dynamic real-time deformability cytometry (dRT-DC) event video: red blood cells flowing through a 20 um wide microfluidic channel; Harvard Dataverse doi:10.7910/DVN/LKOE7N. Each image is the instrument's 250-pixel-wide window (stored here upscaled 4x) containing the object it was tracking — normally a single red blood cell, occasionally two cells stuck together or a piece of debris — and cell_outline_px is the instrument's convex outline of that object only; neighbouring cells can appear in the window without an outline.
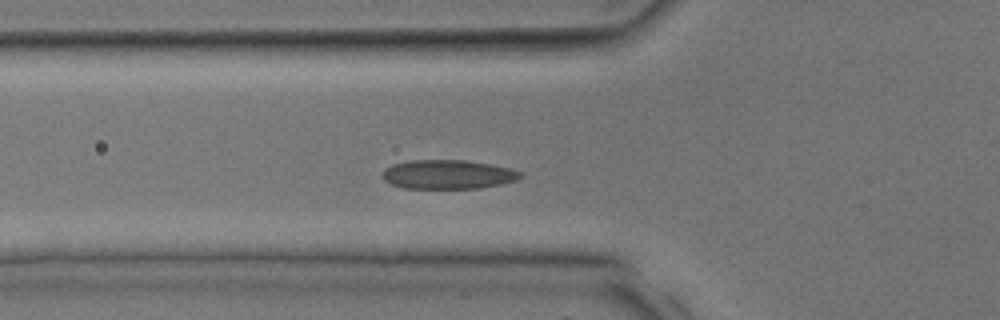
{"species": "common noctule bat (a hibernating species)", "species_latin": "Nyctalus noctula", "temperature_condition": "room temperature", "stored_images_in_passage": 33, "segment_of_instrument_passage": [1, 2], "camera_frame_rate_fps": 3000, "um_per_image_px": 0.085, "animal": {"sex": "male", "body_mass_g": 17.9, "forearm_length_mm": 54.2}, "frame": {"image": 1, "passage_image": 11, "time_ms": 3.333, "image_size_px": [1000, 320], "cell_outline_px": [[524, 176], [516, 180], [500, 184], [480, 188], [404, 188], [392, 184], [384, 180], [380, 176], [384, 168], [392, 164], [408, 160], [464, 160], [488, 164], [508, 168], [520, 172]], "centroid_in_image_um": [38.01, 14.82], "position_along_channel_um": 87.8, "area_um2": 23.35}}
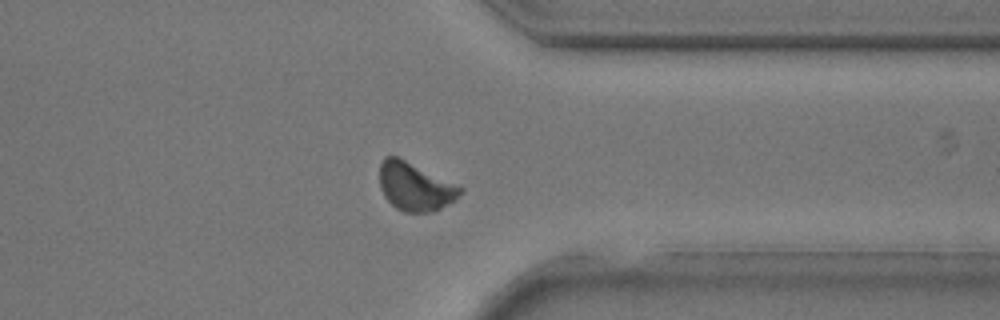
{"frame": {"image": 2, "passage_image": 25, "time_ms": 8.0, "image_size_px": [1000, 320], "cell_outline_px": [[464, 188], [456, 200], [432, 212], [404, 212], [396, 208], [384, 196], [380, 188], [380, 164], [384, 156], [396, 156]], "centroid_in_image_um": [35.26, 15.88], "position_along_channel_um": 376.1, "area_um2": 22.37}}
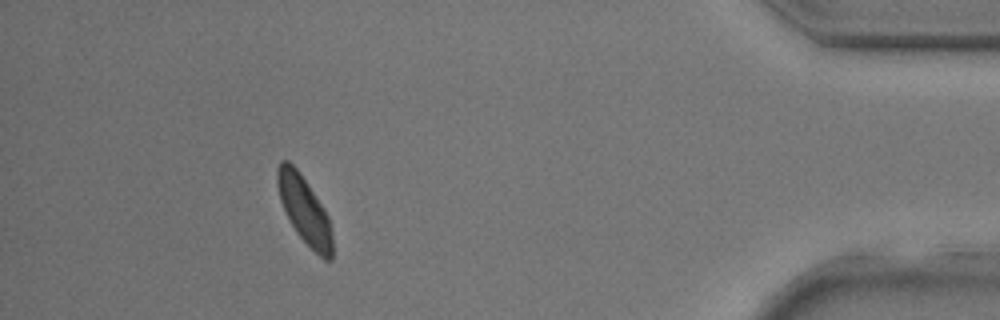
{"frame": {"image": 3, "passage_image": 29, "time_ms": 9.333, "image_size_px": [1000, 320], "cell_outline_px": [[332, 260], [324, 260], [296, 232], [280, 200], [276, 184], [276, 168], [280, 160], [288, 160], [300, 172], [324, 208], [328, 216], [332, 236]], "centroid_in_image_um": [25.86, 17.8], "position_along_channel_um": 409.3, "area_um2": 21.33}}